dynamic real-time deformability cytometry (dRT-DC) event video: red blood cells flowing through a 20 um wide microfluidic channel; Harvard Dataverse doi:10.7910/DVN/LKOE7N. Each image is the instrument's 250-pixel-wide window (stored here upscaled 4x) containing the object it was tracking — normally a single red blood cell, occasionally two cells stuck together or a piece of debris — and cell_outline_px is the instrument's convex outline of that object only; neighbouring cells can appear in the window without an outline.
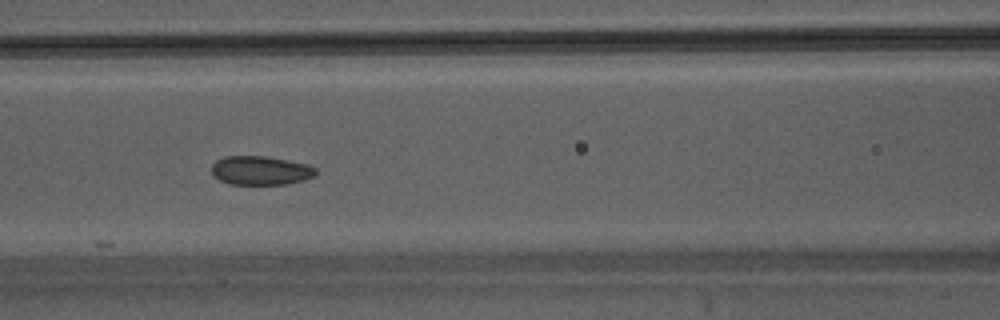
{"species": "Egyptian fruit bat (a non-hibernating species)", "species_latin": "Rousettus aegyptiacus", "temperature_condition": "warm", "stored_images_in_passage": 18, "camera_frame_rate_fps": 3000, "um_per_image_px": 0.085, "animal": {"sex": "male"}, "frame": {"image": 1, "passage_image": 10, "time_ms": 3.0, "image_size_px": [1000, 320], "cell_outline_px": [[316, 176], [304, 180], [284, 184], [228, 184], [212, 176], [212, 164], [216, 160], [224, 156], [264, 156], [308, 164], [316, 168]], "centroid_in_image_um": [22.13, 14.49], "position_along_channel_um": 144.5, "area_um2": 17.63}}
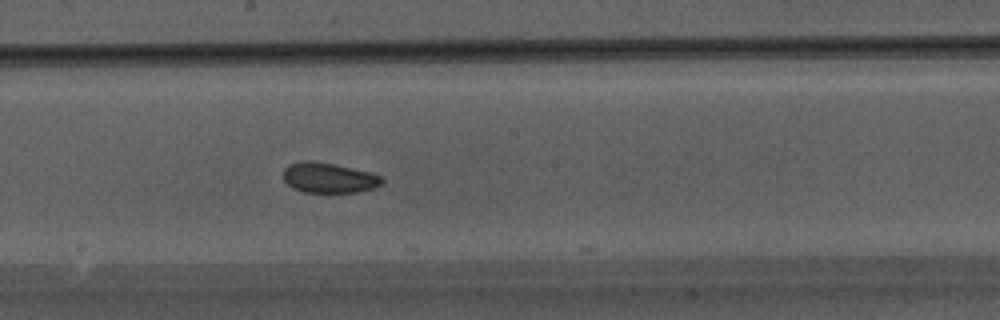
{"frame": {"image": 2, "passage_image": 15, "time_ms": 4.667, "image_size_px": [1000, 320], "cell_outline_px": [[384, 184], [376, 188], [356, 192], [304, 192], [292, 188], [284, 180], [284, 168], [288, 164], [304, 160], [312, 160], [332, 164], [368, 172], [384, 176]], "centroid_in_image_um": [27.97, 15.12], "position_along_channel_um": 220.2, "area_um2": 17.46}}